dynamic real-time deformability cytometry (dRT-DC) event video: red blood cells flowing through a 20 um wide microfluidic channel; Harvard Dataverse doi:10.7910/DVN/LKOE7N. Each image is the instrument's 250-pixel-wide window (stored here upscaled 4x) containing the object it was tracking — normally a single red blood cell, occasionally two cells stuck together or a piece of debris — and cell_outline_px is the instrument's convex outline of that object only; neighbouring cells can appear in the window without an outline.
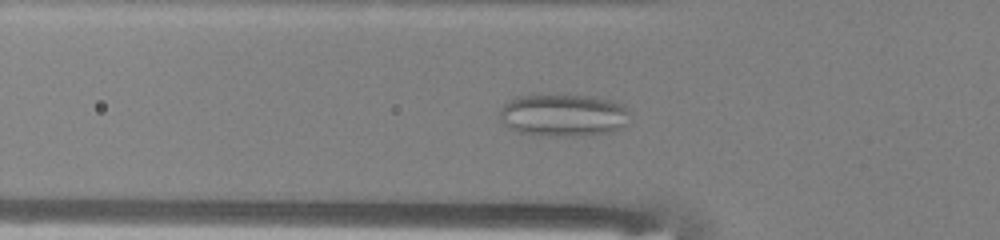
{"species": "common noctule bat (a hibernating species)", "species_latin": "Nyctalus noctula", "temperature_condition": "warm", "stored_images_in_passage": 49, "camera_frame_rate_fps": 3000, "um_per_image_px": 0.085, "animal": {"sex": "male", "body_mass_g": 13.0, "forearm_length_mm": 53.1}, "frame": {"image": 1, "passage_image": 15, "time_ms": 4.667, "image_size_px": [1000, 240], "cell_outline_px": [[628, 124], [612, 132], [572, 136], [556, 136], [520, 132], [504, 124], [500, 120], [500, 108], [508, 100], [516, 96], [592, 96], [616, 100], [624, 104], [628, 108]], "centroid_in_image_um": [47.94, 9.78], "position_along_channel_um": 77.9, "area_um2": 32.08}}
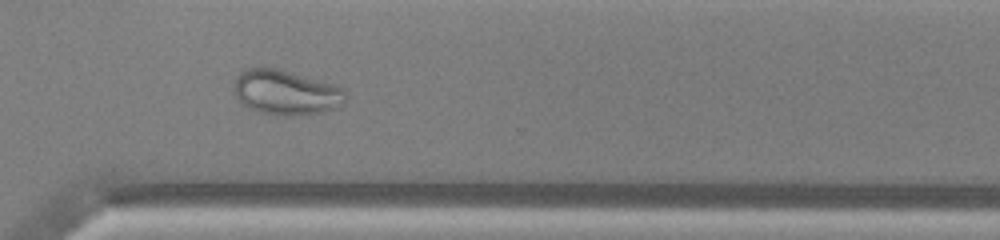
{"frame": {"image": 2, "passage_image": 35, "time_ms": 11.333, "image_size_px": [1000, 240], "cell_outline_px": [[348, 96], [344, 104], [324, 112], [292, 116], [284, 116], [260, 112], [248, 108], [240, 104], [236, 96], [236, 76], [244, 68], [276, 68], [324, 80], [336, 84], [344, 88]], "centroid_in_image_um": [24.36, 7.86], "position_along_channel_um": 346.2, "area_um2": 29.59}}
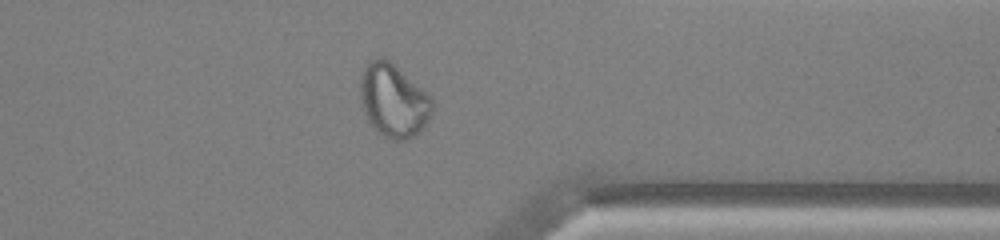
{"frame": {"image": 3, "passage_image": 38, "time_ms": 12.333, "image_size_px": [1000, 240], "cell_outline_px": [[432, 112], [428, 120], [412, 136], [404, 140], [392, 140], [376, 132], [368, 120], [364, 112], [360, 96], [360, 76], [368, 60], [380, 56], [384, 56], [428, 92], [432, 100]], "centroid_in_image_um": [33.41, 8.5], "position_along_channel_um": 378.0, "area_um2": 30.75}}